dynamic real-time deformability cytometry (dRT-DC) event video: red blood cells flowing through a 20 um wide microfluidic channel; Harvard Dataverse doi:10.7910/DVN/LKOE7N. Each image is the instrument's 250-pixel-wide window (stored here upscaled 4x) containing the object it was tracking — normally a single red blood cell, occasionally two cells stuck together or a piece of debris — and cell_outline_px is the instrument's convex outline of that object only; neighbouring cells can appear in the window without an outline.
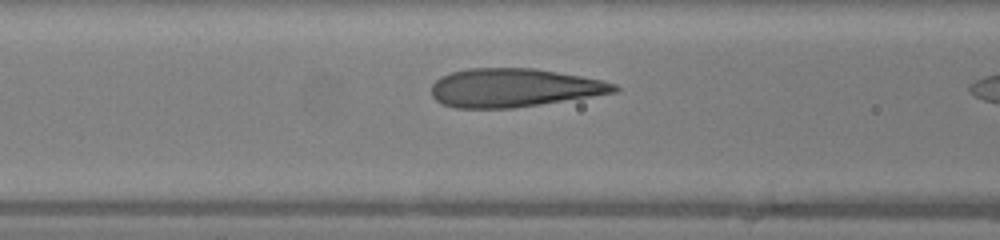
{"species": "human", "species_latin": "Homo sapiens", "temperature_condition": "warm", "stored_images_in_passage": 14, "camera_frame_rate_fps": 3000, "um_per_image_px": 0.085, "donor": {"sex": "female"}, "frame": {"image": 1, "passage_image": 12, "time_ms": 3.667, "image_size_px": [1000, 240], "cell_outline_px": [[620, 88], [616, 92], [592, 96], [540, 104], [512, 108], [456, 108], [444, 104], [436, 100], [432, 96], [432, 84], [440, 76], [452, 72], [468, 68], [536, 68], [580, 76], [600, 80], [616, 84]], "centroid_in_image_um": [43.65, 7.45], "position_along_channel_um": 122.9, "area_um2": 40.86}}